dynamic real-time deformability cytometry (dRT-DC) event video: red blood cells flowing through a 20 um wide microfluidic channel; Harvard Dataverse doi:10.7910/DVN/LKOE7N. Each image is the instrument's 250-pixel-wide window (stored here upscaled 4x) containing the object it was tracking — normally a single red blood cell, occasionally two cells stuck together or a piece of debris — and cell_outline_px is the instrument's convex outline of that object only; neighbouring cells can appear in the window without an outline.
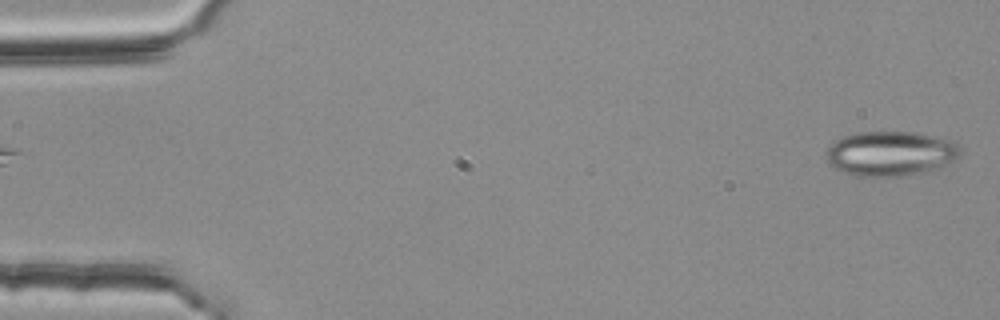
{"species": "common noctule bat (a hibernating species)", "species_latin": "Nyctalus noctula", "temperature_condition": "room temperature", "stored_images_in_passage": 4, "camera_frame_rate_fps": 3000, "um_per_image_px": 0.085, "animal": {"sex": "female", "body_mass_g": 25.1}, "frame": {"image": 1, "passage_image": 4, "time_ms": 1.0, "image_size_px": [1000, 320], "cell_outline_px": [[960, 152], [956, 160], [940, 168], [900, 176], [856, 176], [844, 172], [836, 168], [828, 160], [824, 152], [840, 136], [856, 132], [912, 132], [936, 136], [952, 140], [960, 148]], "centroid_in_image_um": [75.7, 13.04], "position_along_channel_um": 9.3, "area_um2": 34.97}}